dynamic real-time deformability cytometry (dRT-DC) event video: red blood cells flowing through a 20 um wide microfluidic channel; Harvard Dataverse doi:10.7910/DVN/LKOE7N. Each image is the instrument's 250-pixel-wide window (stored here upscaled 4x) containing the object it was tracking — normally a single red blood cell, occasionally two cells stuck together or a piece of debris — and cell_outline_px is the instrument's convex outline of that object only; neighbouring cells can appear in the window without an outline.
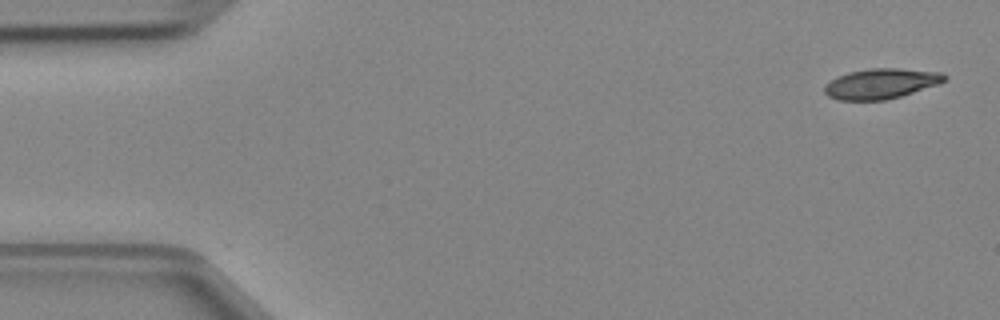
{"species": "Egyptian fruit bat (a non-hibernating species)", "species_latin": "Rousettus aegyptiacus", "temperature_condition": "cold", "stored_images_in_passage": 4, "camera_frame_rate_fps": 3000, "um_per_image_px": 0.085, "animal": {"sex": "female"}, "frame": {"image": 1, "passage_image": 1, "time_ms": 0.0, "image_size_px": [1000, 320], "cell_outline_px": [[948, 76], [940, 84], [900, 96], [884, 100], [840, 100], [828, 96], [824, 92], [824, 88], [836, 76], [848, 72], [872, 68], [900, 68], [944, 72]], "centroid_in_image_um": [74.93, 7.09], "position_along_channel_um": 10.1, "area_um2": 21.15}}
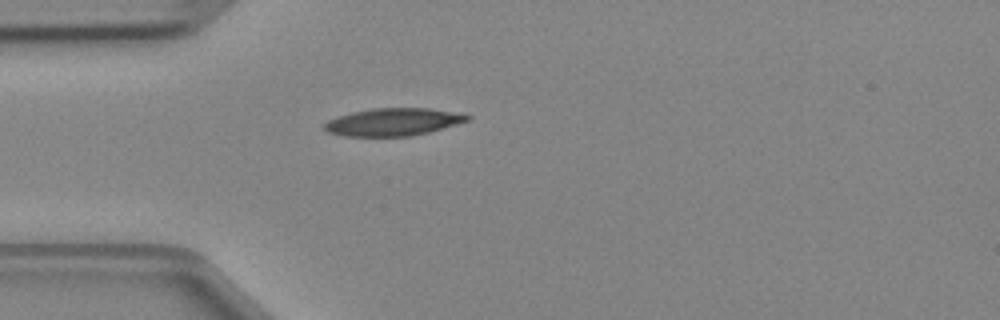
{"frame": {"image": 2, "passage_image": 4, "time_ms": 1.0, "image_size_px": [1000, 320], "cell_outline_px": [[472, 116], [468, 120], [428, 132], [412, 136], [344, 136], [328, 132], [324, 128], [324, 124], [328, 120], [336, 116], [352, 112], [372, 108], [428, 108], [464, 112]], "centroid_in_image_um": [33.43, 10.35], "position_along_channel_um": 51.6, "area_um2": 23.06}}